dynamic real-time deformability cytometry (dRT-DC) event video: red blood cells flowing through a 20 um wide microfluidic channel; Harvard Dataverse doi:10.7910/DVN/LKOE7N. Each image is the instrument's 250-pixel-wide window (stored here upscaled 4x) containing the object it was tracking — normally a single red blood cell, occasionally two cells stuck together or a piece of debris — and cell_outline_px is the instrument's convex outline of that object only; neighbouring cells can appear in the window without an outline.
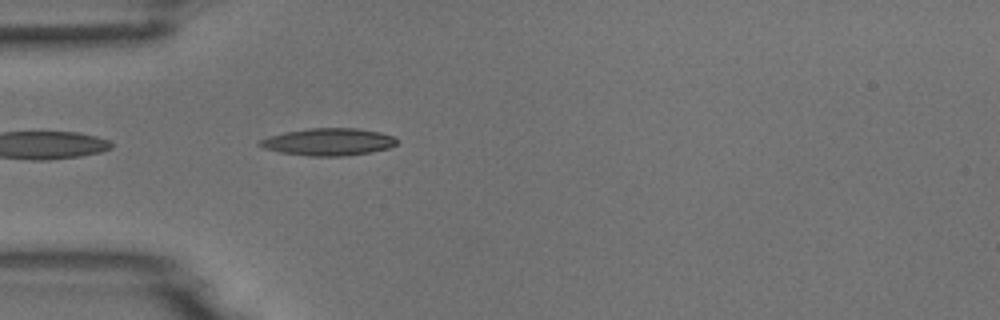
{"species": "common noctule bat (a hibernating species)", "species_latin": "Nyctalus noctula", "temperature_condition": "room temperature", "stored_images_in_passage": 4, "camera_frame_rate_fps": 3000, "um_per_image_px": 0.085, "animal": {"sex": "male", "body_mass_g": 18.8}, "frame": {"image": 1, "passage_image": 4, "time_ms": 1.0, "image_size_px": [1000, 320], "cell_outline_px": [[396, 144], [388, 148], [372, 152], [344, 156], [308, 156], [280, 152], [264, 148], [256, 144], [260, 140], [268, 136], [284, 132], [308, 128], [356, 128], [380, 132], [392, 136], [396, 140]], "centroid_in_image_um": [27.88, 12.06], "position_along_channel_um": 57.1, "area_um2": 21.79}}